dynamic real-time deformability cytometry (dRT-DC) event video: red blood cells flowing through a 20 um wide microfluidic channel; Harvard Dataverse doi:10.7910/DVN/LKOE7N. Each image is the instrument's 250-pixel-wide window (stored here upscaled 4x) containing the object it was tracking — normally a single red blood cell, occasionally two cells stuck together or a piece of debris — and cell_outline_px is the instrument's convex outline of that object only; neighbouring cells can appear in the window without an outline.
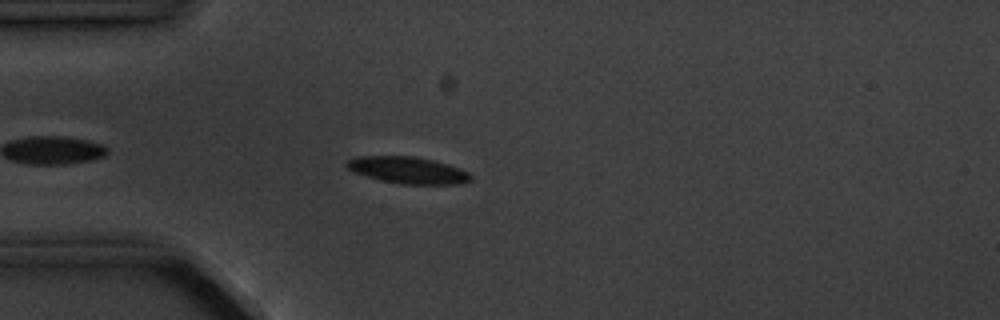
{"species": "common noctule bat (a hibernating species)", "species_latin": "Nyctalus noctula", "temperature_condition": "cold", "stored_images_in_passage": 1, "camera_frame_rate_fps": 3000, "um_per_image_px": 0.085, "animal": {"sex": "male", "body_mass_g": 20.1, "forearm_length_mm": 53.5}, "frame": {"image": 1, "passage_image": 1, "time_ms": 0.0, "image_size_px": [1000, 320], "cell_outline_px": [[472, 180], [456, 184], [400, 184], [380, 180], [352, 172], [344, 164], [348, 160], [356, 156], [416, 156], [448, 164], [460, 168], [468, 172], [472, 176]], "centroid_in_image_um": [34.65, 14.46], "position_along_channel_um": 50.4, "area_um2": 19.42}}